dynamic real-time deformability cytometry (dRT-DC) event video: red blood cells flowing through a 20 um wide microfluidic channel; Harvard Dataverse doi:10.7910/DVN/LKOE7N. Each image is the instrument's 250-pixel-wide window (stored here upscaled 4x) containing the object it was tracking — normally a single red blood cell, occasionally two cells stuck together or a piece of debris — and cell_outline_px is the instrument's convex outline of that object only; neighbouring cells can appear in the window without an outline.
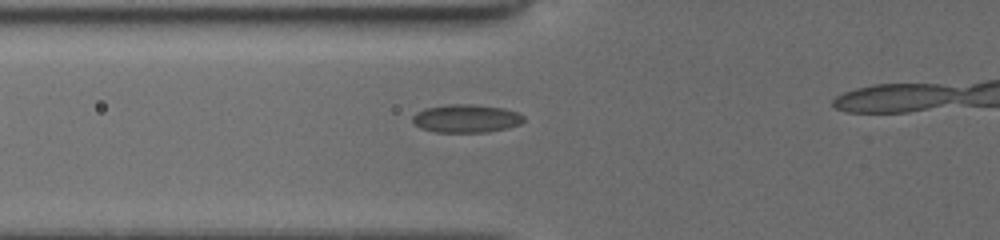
{"species": "common noctule bat (a hibernating species)", "species_latin": "Nyctalus noctula", "temperature_condition": "cold", "stored_images_in_passage": 33, "camera_frame_rate_fps": 3000, "um_per_image_px": 0.085, "animal": {"sex": "female", "body_mass_g": 19.5, "forearm_length_mm": 54.1}, "frame": {"image": 1, "passage_image": 2, "time_ms": 0.667, "image_size_px": [1000, 240], "cell_outline_px": [[524, 120], [520, 124], [508, 128], [488, 132], [436, 132], [420, 128], [412, 120], [412, 116], [416, 112], [424, 108], [448, 104], [472, 104], [504, 108], [516, 112], [524, 116]], "centroid_in_image_um": [39.62, 10.07], "position_along_channel_um": 86.2, "area_um2": 18.32}}
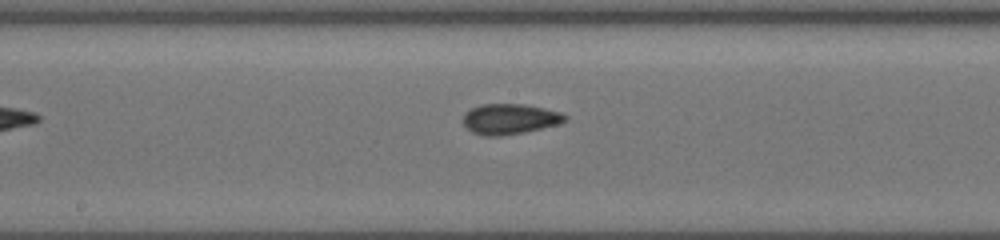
{"frame": {"image": 2, "passage_image": 13, "time_ms": 3.667, "image_size_px": [1000, 240], "cell_outline_px": [[568, 120], [560, 124], [524, 132], [500, 136], [484, 136], [472, 132], [460, 120], [464, 112], [480, 104], [524, 104], [544, 108], [560, 112], [568, 116]], "centroid_in_image_um": [43.32, 10.11], "position_along_channel_um": 204.9, "area_um2": 18.32}}
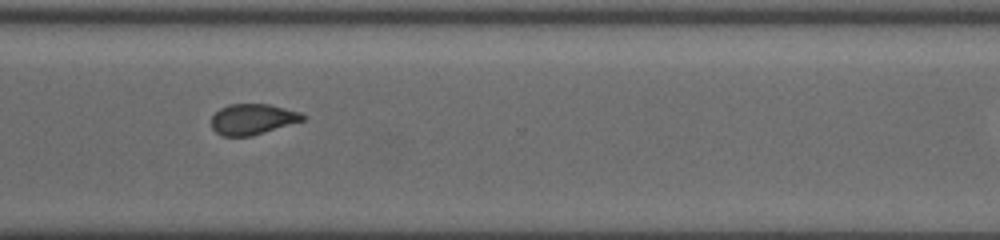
{"frame": {"image": 3, "passage_image": 28, "time_ms": 7.333, "image_size_px": [1000, 240], "cell_outline_px": [[304, 120], [252, 136], [224, 136], [216, 132], [212, 128], [212, 116], [220, 108], [228, 104], [268, 104], [300, 112], [304, 116]], "centroid_in_image_um": [21.45, 10.13], "position_along_channel_um": 349.2, "area_um2": 16.18}}